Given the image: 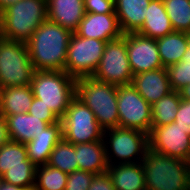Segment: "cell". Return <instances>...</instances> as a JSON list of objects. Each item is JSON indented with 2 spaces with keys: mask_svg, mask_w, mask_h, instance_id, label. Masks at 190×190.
Segmentation results:
<instances>
[{
  "mask_svg": "<svg viewBox=\"0 0 190 190\" xmlns=\"http://www.w3.org/2000/svg\"><path fill=\"white\" fill-rule=\"evenodd\" d=\"M72 32L46 19L26 42L34 71H65Z\"/></svg>",
  "mask_w": 190,
  "mask_h": 190,
  "instance_id": "6da1fadb",
  "label": "cell"
},
{
  "mask_svg": "<svg viewBox=\"0 0 190 190\" xmlns=\"http://www.w3.org/2000/svg\"><path fill=\"white\" fill-rule=\"evenodd\" d=\"M141 163L146 190H190V162L149 148Z\"/></svg>",
  "mask_w": 190,
  "mask_h": 190,
  "instance_id": "7a4b0ae2",
  "label": "cell"
},
{
  "mask_svg": "<svg viewBox=\"0 0 190 190\" xmlns=\"http://www.w3.org/2000/svg\"><path fill=\"white\" fill-rule=\"evenodd\" d=\"M47 19V0H19L0 13L3 38L27 42Z\"/></svg>",
  "mask_w": 190,
  "mask_h": 190,
  "instance_id": "3957f363",
  "label": "cell"
},
{
  "mask_svg": "<svg viewBox=\"0 0 190 190\" xmlns=\"http://www.w3.org/2000/svg\"><path fill=\"white\" fill-rule=\"evenodd\" d=\"M76 98L92 110L104 131L119 127L116 85L98 81L92 76L77 78Z\"/></svg>",
  "mask_w": 190,
  "mask_h": 190,
  "instance_id": "277c9868",
  "label": "cell"
},
{
  "mask_svg": "<svg viewBox=\"0 0 190 190\" xmlns=\"http://www.w3.org/2000/svg\"><path fill=\"white\" fill-rule=\"evenodd\" d=\"M30 86L33 96L42 100L59 119L76 97V79L66 71H34Z\"/></svg>",
  "mask_w": 190,
  "mask_h": 190,
  "instance_id": "5b68a950",
  "label": "cell"
},
{
  "mask_svg": "<svg viewBox=\"0 0 190 190\" xmlns=\"http://www.w3.org/2000/svg\"><path fill=\"white\" fill-rule=\"evenodd\" d=\"M108 165L139 163L149 149V134L135 129L115 127L103 133Z\"/></svg>",
  "mask_w": 190,
  "mask_h": 190,
  "instance_id": "8992f818",
  "label": "cell"
},
{
  "mask_svg": "<svg viewBox=\"0 0 190 190\" xmlns=\"http://www.w3.org/2000/svg\"><path fill=\"white\" fill-rule=\"evenodd\" d=\"M34 69L25 42L0 39V89L29 85Z\"/></svg>",
  "mask_w": 190,
  "mask_h": 190,
  "instance_id": "52a82bcc",
  "label": "cell"
},
{
  "mask_svg": "<svg viewBox=\"0 0 190 190\" xmlns=\"http://www.w3.org/2000/svg\"><path fill=\"white\" fill-rule=\"evenodd\" d=\"M60 121L62 138L69 143L82 144L103 140L104 130L94 113L76 97L70 102Z\"/></svg>",
  "mask_w": 190,
  "mask_h": 190,
  "instance_id": "ba28073f",
  "label": "cell"
},
{
  "mask_svg": "<svg viewBox=\"0 0 190 190\" xmlns=\"http://www.w3.org/2000/svg\"><path fill=\"white\" fill-rule=\"evenodd\" d=\"M106 41L83 38L72 33L67 49L65 71L73 78L91 77L102 58Z\"/></svg>",
  "mask_w": 190,
  "mask_h": 190,
  "instance_id": "9c48e42d",
  "label": "cell"
},
{
  "mask_svg": "<svg viewBox=\"0 0 190 190\" xmlns=\"http://www.w3.org/2000/svg\"><path fill=\"white\" fill-rule=\"evenodd\" d=\"M133 72L126 48L125 34L107 41L100 63L92 75L98 81L116 86L131 84Z\"/></svg>",
  "mask_w": 190,
  "mask_h": 190,
  "instance_id": "30bf717a",
  "label": "cell"
},
{
  "mask_svg": "<svg viewBox=\"0 0 190 190\" xmlns=\"http://www.w3.org/2000/svg\"><path fill=\"white\" fill-rule=\"evenodd\" d=\"M119 127L150 133L152 127L151 105L132 84L117 86Z\"/></svg>",
  "mask_w": 190,
  "mask_h": 190,
  "instance_id": "8fae6325",
  "label": "cell"
},
{
  "mask_svg": "<svg viewBox=\"0 0 190 190\" xmlns=\"http://www.w3.org/2000/svg\"><path fill=\"white\" fill-rule=\"evenodd\" d=\"M149 148L157 153L190 162V136L175 122L151 127Z\"/></svg>",
  "mask_w": 190,
  "mask_h": 190,
  "instance_id": "7c38bea8",
  "label": "cell"
},
{
  "mask_svg": "<svg viewBox=\"0 0 190 190\" xmlns=\"http://www.w3.org/2000/svg\"><path fill=\"white\" fill-rule=\"evenodd\" d=\"M126 48L133 75L162 68L156 39L126 33Z\"/></svg>",
  "mask_w": 190,
  "mask_h": 190,
  "instance_id": "4fadbf2b",
  "label": "cell"
},
{
  "mask_svg": "<svg viewBox=\"0 0 190 190\" xmlns=\"http://www.w3.org/2000/svg\"><path fill=\"white\" fill-rule=\"evenodd\" d=\"M75 33L83 38H94L106 42L123 35L115 13H85Z\"/></svg>",
  "mask_w": 190,
  "mask_h": 190,
  "instance_id": "5bb4252c",
  "label": "cell"
},
{
  "mask_svg": "<svg viewBox=\"0 0 190 190\" xmlns=\"http://www.w3.org/2000/svg\"><path fill=\"white\" fill-rule=\"evenodd\" d=\"M131 84L150 105L173 91L165 67L136 74Z\"/></svg>",
  "mask_w": 190,
  "mask_h": 190,
  "instance_id": "9a60e30c",
  "label": "cell"
},
{
  "mask_svg": "<svg viewBox=\"0 0 190 190\" xmlns=\"http://www.w3.org/2000/svg\"><path fill=\"white\" fill-rule=\"evenodd\" d=\"M85 15L84 0H47V19L76 31Z\"/></svg>",
  "mask_w": 190,
  "mask_h": 190,
  "instance_id": "2e32d148",
  "label": "cell"
},
{
  "mask_svg": "<svg viewBox=\"0 0 190 190\" xmlns=\"http://www.w3.org/2000/svg\"><path fill=\"white\" fill-rule=\"evenodd\" d=\"M62 139L61 121L50 124L39 134H34V138L27 142L28 158L36 165H46L55 145Z\"/></svg>",
  "mask_w": 190,
  "mask_h": 190,
  "instance_id": "e0dca14e",
  "label": "cell"
},
{
  "mask_svg": "<svg viewBox=\"0 0 190 190\" xmlns=\"http://www.w3.org/2000/svg\"><path fill=\"white\" fill-rule=\"evenodd\" d=\"M151 0H114L115 14L123 34L136 33L143 25Z\"/></svg>",
  "mask_w": 190,
  "mask_h": 190,
  "instance_id": "ac0fdd59",
  "label": "cell"
},
{
  "mask_svg": "<svg viewBox=\"0 0 190 190\" xmlns=\"http://www.w3.org/2000/svg\"><path fill=\"white\" fill-rule=\"evenodd\" d=\"M107 172L115 190H146L145 171L141 162L109 165Z\"/></svg>",
  "mask_w": 190,
  "mask_h": 190,
  "instance_id": "d6986e66",
  "label": "cell"
},
{
  "mask_svg": "<svg viewBox=\"0 0 190 190\" xmlns=\"http://www.w3.org/2000/svg\"><path fill=\"white\" fill-rule=\"evenodd\" d=\"M174 31L163 0H151L142 27L136 32L144 37L158 39Z\"/></svg>",
  "mask_w": 190,
  "mask_h": 190,
  "instance_id": "ffe728a7",
  "label": "cell"
},
{
  "mask_svg": "<svg viewBox=\"0 0 190 190\" xmlns=\"http://www.w3.org/2000/svg\"><path fill=\"white\" fill-rule=\"evenodd\" d=\"M8 136L11 141L26 144L49 126L45 121L29 113L6 116Z\"/></svg>",
  "mask_w": 190,
  "mask_h": 190,
  "instance_id": "44dd1931",
  "label": "cell"
},
{
  "mask_svg": "<svg viewBox=\"0 0 190 190\" xmlns=\"http://www.w3.org/2000/svg\"><path fill=\"white\" fill-rule=\"evenodd\" d=\"M79 170L101 174L107 172L108 162L103 140L74 144Z\"/></svg>",
  "mask_w": 190,
  "mask_h": 190,
  "instance_id": "7402d4cb",
  "label": "cell"
},
{
  "mask_svg": "<svg viewBox=\"0 0 190 190\" xmlns=\"http://www.w3.org/2000/svg\"><path fill=\"white\" fill-rule=\"evenodd\" d=\"M33 99L30 84L0 89V113L4 117L26 113Z\"/></svg>",
  "mask_w": 190,
  "mask_h": 190,
  "instance_id": "603a6c76",
  "label": "cell"
},
{
  "mask_svg": "<svg viewBox=\"0 0 190 190\" xmlns=\"http://www.w3.org/2000/svg\"><path fill=\"white\" fill-rule=\"evenodd\" d=\"M156 42L161 63L166 68L182 60L190 45V34L173 31L164 37L156 39Z\"/></svg>",
  "mask_w": 190,
  "mask_h": 190,
  "instance_id": "cb8c5ba5",
  "label": "cell"
},
{
  "mask_svg": "<svg viewBox=\"0 0 190 190\" xmlns=\"http://www.w3.org/2000/svg\"><path fill=\"white\" fill-rule=\"evenodd\" d=\"M36 166L27 154L25 144L9 140L0 148V177L8 168Z\"/></svg>",
  "mask_w": 190,
  "mask_h": 190,
  "instance_id": "d4e9b609",
  "label": "cell"
},
{
  "mask_svg": "<svg viewBox=\"0 0 190 190\" xmlns=\"http://www.w3.org/2000/svg\"><path fill=\"white\" fill-rule=\"evenodd\" d=\"M181 100L180 93L173 90L151 105L152 127L174 122Z\"/></svg>",
  "mask_w": 190,
  "mask_h": 190,
  "instance_id": "484cf974",
  "label": "cell"
},
{
  "mask_svg": "<svg viewBox=\"0 0 190 190\" xmlns=\"http://www.w3.org/2000/svg\"><path fill=\"white\" fill-rule=\"evenodd\" d=\"M47 164L67 174L79 170L74 144L62 138L52 150Z\"/></svg>",
  "mask_w": 190,
  "mask_h": 190,
  "instance_id": "4316f807",
  "label": "cell"
},
{
  "mask_svg": "<svg viewBox=\"0 0 190 190\" xmlns=\"http://www.w3.org/2000/svg\"><path fill=\"white\" fill-rule=\"evenodd\" d=\"M68 174L48 164L36 166L33 190H65Z\"/></svg>",
  "mask_w": 190,
  "mask_h": 190,
  "instance_id": "83f0119b",
  "label": "cell"
},
{
  "mask_svg": "<svg viewBox=\"0 0 190 190\" xmlns=\"http://www.w3.org/2000/svg\"><path fill=\"white\" fill-rule=\"evenodd\" d=\"M174 31L190 34V0H163Z\"/></svg>",
  "mask_w": 190,
  "mask_h": 190,
  "instance_id": "f1b7e54d",
  "label": "cell"
},
{
  "mask_svg": "<svg viewBox=\"0 0 190 190\" xmlns=\"http://www.w3.org/2000/svg\"><path fill=\"white\" fill-rule=\"evenodd\" d=\"M36 166H25L8 168L1 176L2 181L23 187L27 190H33L35 185Z\"/></svg>",
  "mask_w": 190,
  "mask_h": 190,
  "instance_id": "f546056e",
  "label": "cell"
},
{
  "mask_svg": "<svg viewBox=\"0 0 190 190\" xmlns=\"http://www.w3.org/2000/svg\"><path fill=\"white\" fill-rule=\"evenodd\" d=\"M166 71L172 90L179 92L190 85V66L185 61L167 66Z\"/></svg>",
  "mask_w": 190,
  "mask_h": 190,
  "instance_id": "4dcf8cb0",
  "label": "cell"
},
{
  "mask_svg": "<svg viewBox=\"0 0 190 190\" xmlns=\"http://www.w3.org/2000/svg\"><path fill=\"white\" fill-rule=\"evenodd\" d=\"M95 174L76 170L68 174L65 190H88Z\"/></svg>",
  "mask_w": 190,
  "mask_h": 190,
  "instance_id": "1f68e13d",
  "label": "cell"
},
{
  "mask_svg": "<svg viewBox=\"0 0 190 190\" xmlns=\"http://www.w3.org/2000/svg\"><path fill=\"white\" fill-rule=\"evenodd\" d=\"M27 113L36 116L49 125L58 123L60 121V119L46 105L42 103V100L36 97H34Z\"/></svg>",
  "mask_w": 190,
  "mask_h": 190,
  "instance_id": "d6a6232c",
  "label": "cell"
},
{
  "mask_svg": "<svg viewBox=\"0 0 190 190\" xmlns=\"http://www.w3.org/2000/svg\"><path fill=\"white\" fill-rule=\"evenodd\" d=\"M85 13H115L114 0H84Z\"/></svg>",
  "mask_w": 190,
  "mask_h": 190,
  "instance_id": "836d02e7",
  "label": "cell"
},
{
  "mask_svg": "<svg viewBox=\"0 0 190 190\" xmlns=\"http://www.w3.org/2000/svg\"><path fill=\"white\" fill-rule=\"evenodd\" d=\"M174 122L190 136V101L181 100Z\"/></svg>",
  "mask_w": 190,
  "mask_h": 190,
  "instance_id": "e575fe53",
  "label": "cell"
},
{
  "mask_svg": "<svg viewBox=\"0 0 190 190\" xmlns=\"http://www.w3.org/2000/svg\"><path fill=\"white\" fill-rule=\"evenodd\" d=\"M88 190H115L108 172L95 174Z\"/></svg>",
  "mask_w": 190,
  "mask_h": 190,
  "instance_id": "d590c367",
  "label": "cell"
},
{
  "mask_svg": "<svg viewBox=\"0 0 190 190\" xmlns=\"http://www.w3.org/2000/svg\"><path fill=\"white\" fill-rule=\"evenodd\" d=\"M9 140L7 121L6 118L0 113V148Z\"/></svg>",
  "mask_w": 190,
  "mask_h": 190,
  "instance_id": "8d00e7d4",
  "label": "cell"
},
{
  "mask_svg": "<svg viewBox=\"0 0 190 190\" xmlns=\"http://www.w3.org/2000/svg\"><path fill=\"white\" fill-rule=\"evenodd\" d=\"M0 190H27V189L2 181L0 185Z\"/></svg>",
  "mask_w": 190,
  "mask_h": 190,
  "instance_id": "74e56055",
  "label": "cell"
},
{
  "mask_svg": "<svg viewBox=\"0 0 190 190\" xmlns=\"http://www.w3.org/2000/svg\"><path fill=\"white\" fill-rule=\"evenodd\" d=\"M181 99L190 101V85L185 86L179 91Z\"/></svg>",
  "mask_w": 190,
  "mask_h": 190,
  "instance_id": "f35d334b",
  "label": "cell"
},
{
  "mask_svg": "<svg viewBox=\"0 0 190 190\" xmlns=\"http://www.w3.org/2000/svg\"><path fill=\"white\" fill-rule=\"evenodd\" d=\"M19 0H0V13L9 5L16 3Z\"/></svg>",
  "mask_w": 190,
  "mask_h": 190,
  "instance_id": "ab89813d",
  "label": "cell"
},
{
  "mask_svg": "<svg viewBox=\"0 0 190 190\" xmlns=\"http://www.w3.org/2000/svg\"><path fill=\"white\" fill-rule=\"evenodd\" d=\"M181 61H185L186 65L190 66V45L188 46L186 52L184 53Z\"/></svg>",
  "mask_w": 190,
  "mask_h": 190,
  "instance_id": "60d3db41",
  "label": "cell"
}]
</instances>
